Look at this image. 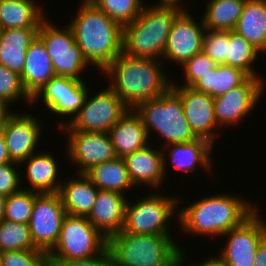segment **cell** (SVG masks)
I'll return each instance as SVG.
<instances>
[{
	"mask_svg": "<svg viewBox=\"0 0 266 266\" xmlns=\"http://www.w3.org/2000/svg\"><path fill=\"white\" fill-rule=\"evenodd\" d=\"M85 175L101 191L124 194L135 187L127 171L125 159L120 157L93 166Z\"/></svg>",
	"mask_w": 266,
	"mask_h": 266,
	"instance_id": "29",
	"label": "cell"
},
{
	"mask_svg": "<svg viewBox=\"0 0 266 266\" xmlns=\"http://www.w3.org/2000/svg\"><path fill=\"white\" fill-rule=\"evenodd\" d=\"M40 193L21 189L6 197L4 220L29 224L35 198Z\"/></svg>",
	"mask_w": 266,
	"mask_h": 266,
	"instance_id": "35",
	"label": "cell"
},
{
	"mask_svg": "<svg viewBox=\"0 0 266 266\" xmlns=\"http://www.w3.org/2000/svg\"><path fill=\"white\" fill-rule=\"evenodd\" d=\"M39 250L35 247L28 224L0 221V251Z\"/></svg>",
	"mask_w": 266,
	"mask_h": 266,
	"instance_id": "33",
	"label": "cell"
},
{
	"mask_svg": "<svg viewBox=\"0 0 266 266\" xmlns=\"http://www.w3.org/2000/svg\"><path fill=\"white\" fill-rule=\"evenodd\" d=\"M229 31L206 30L202 51L217 65H228Z\"/></svg>",
	"mask_w": 266,
	"mask_h": 266,
	"instance_id": "37",
	"label": "cell"
},
{
	"mask_svg": "<svg viewBox=\"0 0 266 266\" xmlns=\"http://www.w3.org/2000/svg\"><path fill=\"white\" fill-rule=\"evenodd\" d=\"M66 135L67 157L78 166V174L117 157L108 132L66 131Z\"/></svg>",
	"mask_w": 266,
	"mask_h": 266,
	"instance_id": "15",
	"label": "cell"
},
{
	"mask_svg": "<svg viewBox=\"0 0 266 266\" xmlns=\"http://www.w3.org/2000/svg\"><path fill=\"white\" fill-rule=\"evenodd\" d=\"M205 32L202 18L197 23L188 10L181 11L172 23L161 63L167 60L182 66L202 51Z\"/></svg>",
	"mask_w": 266,
	"mask_h": 266,
	"instance_id": "16",
	"label": "cell"
},
{
	"mask_svg": "<svg viewBox=\"0 0 266 266\" xmlns=\"http://www.w3.org/2000/svg\"><path fill=\"white\" fill-rule=\"evenodd\" d=\"M82 2L68 25L85 60L103 71L122 53L123 27L89 0Z\"/></svg>",
	"mask_w": 266,
	"mask_h": 266,
	"instance_id": "3",
	"label": "cell"
},
{
	"mask_svg": "<svg viewBox=\"0 0 266 266\" xmlns=\"http://www.w3.org/2000/svg\"><path fill=\"white\" fill-rule=\"evenodd\" d=\"M11 112L10 108L0 101V128H2L5 117Z\"/></svg>",
	"mask_w": 266,
	"mask_h": 266,
	"instance_id": "46",
	"label": "cell"
},
{
	"mask_svg": "<svg viewBox=\"0 0 266 266\" xmlns=\"http://www.w3.org/2000/svg\"><path fill=\"white\" fill-rule=\"evenodd\" d=\"M39 28L6 29L0 35V64L21 75L26 51L37 38Z\"/></svg>",
	"mask_w": 266,
	"mask_h": 266,
	"instance_id": "26",
	"label": "cell"
},
{
	"mask_svg": "<svg viewBox=\"0 0 266 266\" xmlns=\"http://www.w3.org/2000/svg\"><path fill=\"white\" fill-rule=\"evenodd\" d=\"M171 88L180 96L185 117L194 134L215 145L214 142L217 136L219 137V131H215V128L219 126L215 119L214 98L207 93L174 82Z\"/></svg>",
	"mask_w": 266,
	"mask_h": 266,
	"instance_id": "18",
	"label": "cell"
},
{
	"mask_svg": "<svg viewBox=\"0 0 266 266\" xmlns=\"http://www.w3.org/2000/svg\"><path fill=\"white\" fill-rule=\"evenodd\" d=\"M250 76L243 70L230 65H217L203 75L191 87L215 98L243 84Z\"/></svg>",
	"mask_w": 266,
	"mask_h": 266,
	"instance_id": "30",
	"label": "cell"
},
{
	"mask_svg": "<svg viewBox=\"0 0 266 266\" xmlns=\"http://www.w3.org/2000/svg\"><path fill=\"white\" fill-rule=\"evenodd\" d=\"M115 266H173L181 247L173 237L120 231L107 239Z\"/></svg>",
	"mask_w": 266,
	"mask_h": 266,
	"instance_id": "5",
	"label": "cell"
},
{
	"mask_svg": "<svg viewBox=\"0 0 266 266\" xmlns=\"http://www.w3.org/2000/svg\"><path fill=\"white\" fill-rule=\"evenodd\" d=\"M5 201H6V197L3 195H0V221L3 220V217H4Z\"/></svg>",
	"mask_w": 266,
	"mask_h": 266,
	"instance_id": "47",
	"label": "cell"
},
{
	"mask_svg": "<svg viewBox=\"0 0 266 266\" xmlns=\"http://www.w3.org/2000/svg\"><path fill=\"white\" fill-rule=\"evenodd\" d=\"M18 99L25 100L29 106L32 104V97L23 87L21 76L0 64V101L8 107L11 103L19 101Z\"/></svg>",
	"mask_w": 266,
	"mask_h": 266,
	"instance_id": "36",
	"label": "cell"
},
{
	"mask_svg": "<svg viewBox=\"0 0 266 266\" xmlns=\"http://www.w3.org/2000/svg\"><path fill=\"white\" fill-rule=\"evenodd\" d=\"M134 111L141 117L149 137L152 130L162 136L164 147L198 138L185 117L180 96L172 88L159 98L139 103Z\"/></svg>",
	"mask_w": 266,
	"mask_h": 266,
	"instance_id": "6",
	"label": "cell"
},
{
	"mask_svg": "<svg viewBox=\"0 0 266 266\" xmlns=\"http://www.w3.org/2000/svg\"><path fill=\"white\" fill-rule=\"evenodd\" d=\"M126 202L125 194L99 190L87 219L108 239L122 231Z\"/></svg>",
	"mask_w": 266,
	"mask_h": 266,
	"instance_id": "20",
	"label": "cell"
},
{
	"mask_svg": "<svg viewBox=\"0 0 266 266\" xmlns=\"http://www.w3.org/2000/svg\"><path fill=\"white\" fill-rule=\"evenodd\" d=\"M20 76L23 87L31 97L56 76L52 59L38 37L26 51L25 64Z\"/></svg>",
	"mask_w": 266,
	"mask_h": 266,
	"instance_id": "23",
	"label": "cell"
},
{
	"mask_svg": "<svg viewBox=\"0 0 266 266\" xmlns=\"http://www.w3.org/2000/svg\"><path fill=\"white\" fill-rule=\"evenodd\" d=\"M117 157L125 158L127 155L141 150L149 145V136L141 117L129 109L108 131Z\"/></svg>",
	"mask_w": 266,
	"mask_h": 266,
	"instance_id": "21",
	"label": "cell"
},
{
	"mask_svg": "<svg viewBox=\"0 0 266 266\" xmlns=\"http://www.w3.org/2000/svg\"><path fill=\"white\" fill-rule=\"evenodd\" d=\"M107 247V239L84 216L66 214L59 239L47 254L48 261L85 259L100 254Z\"/></svg>",
	"mask_w": 266,
	"mask_h": 266,
	"instance_id": "8",
	"label": "cell"
},
{
	"mask_svg": "<svg viewBox=\"0 0 266 266\" xmlns=\"http://www.w3.org/2000/svg\"><path fill=\"white\" fill-rule=\"evenodd\" d=\"M150 147V144L145 148L135 151L127 155L124 159L127 166L130 179L134 186L140 187L142 184L159 188L165 178L163 171V151Z\"/></svg>",
	"mask_w": 266,
	"mask_h": 266,
	"instance_id": "22",
	"label": "cell"
},
{
	"mask_svg": "<svg viewBox=\"0 0 266 266\" xmlns=\"http://www.w3.org/2000/svg\"><path fill=\"white\" fill-rule=\"evenodd\" d=\"M185 251H181V255L180 258L173 264V266H183L184 262H185V256L186 255L184 253Z\"/></svg>",
	"mask_w": 266,
	"mask_h": 266,
	"instance_id": "48",
	"label": "cell"
},
{
	"mask_svg": "<svg viewBox=\"0 0 266 266\" xmlns=\"http://www.w3.org/2000/svg\"><path fill=\"white\" fill-rule=\"evenodd\" d=\"M43 10L34 0H0L1 29L39 28Z\"/></svg>",
	"mask_w": 266,
	"mask_h": 266,
	"instance_id": "28",
	"label": "cell"
},
{
	"mask_svg": "<svg viewBox=\"0 0 266 266\" xmlns=\"http://www.w3.org/2000/svg\"><path fill=\"white\" fill-rule=\"evenodd\" d=\"M217 64L207 56L203 51L197 53L183 65L184 72V85L186 87H191L196 81H198L203 75L214 69Z\"/></svg>",
	"mask_w": 266,
	"mask_h": 266,
	"instance_id": "38",
	"label": "cell"
},
{
	"mask_svg": "<svg viewBox=\"0 0 266 266\" xmlns=\"http://www.w3.org/2000/svg\"><path fill=\"white\" fill-rule=\"evenodd\" d=\"M180 12L173 7L146 4L139 16L123 27L122 52L162 61L172 23Z\"/></svg>",
	"mask_w": 266,
	"mask_h": 266,
	"instance_id": "4",
	"label": "cell"
},
{
	"mask_svg": "<svg viewBox=\"0 0 266 266\" xmlns=\"http://www.w3.org/2000/svg\"><path fill=\"white\" fill-rule=\"evenodd\" d=\"M26 165V176L30 187L22 188L37 193H57L59 191L60 182L58 178V164L53 154L43 151L31 155L19 165ZM58 178V179H57Z\"/></svg>",
	"mask_w": 266,
	"mask_h": 266,
	"instance_id": "24",
	"label": "cell"
},
{
	"mask_svg": "<svg viewBox=\"0 0 266 266\" xmlns=\"http://www.w3.org/2000/svg\"><path fill=\"white\" fill-rule=\"evenodd\" d=\"M162 66L159 60L132 57L122 52L102 72L111 79L108 87L129 109H134L143 101L159 98L171 88L173 80H169Z\"/></svg>",
	"mask_w": 266,
	"mask_h": 266,
	"instance_id": "1",
	"label": "cell"
},
{
	"mask_svg": "<svg viewBox=\"0 0 266 266\" xmlns=\"http://www.w3.org/2000/svg\"><path fill=\"white\" fill-rule=\"evenodd\" d=\"M37 119L31 113L20 114L13 110L5 117L1 129L12 162L20 164L39 152L36 146L43 127Z\"/></svg>",
	"mask_w": 266,
	"mask_h": 266,
	"instance_id": "17",
	"label": "cell"
},
{
	"mask_svg": "<svg viewBox=\"0 0 266 266\" xmlns=\"http://www.w3.org/2000/svg\"><path fill=\"white\" fill-rule=\"evenodd\" d=\"M88 90L83 80L56 75L32 97V103L35 104L41 97L45 107L53 114L71 116L68 121L58 123L59 128H62L78 114Z\"/></svg>",
	"mask_w": 266,
	"mask_h": 266,
	"instance_id": "12",
	"label": "cell"
},
{
	"mask_svg": "<svg viewBox=\"0 0 266 266\" xmlns=\"http://www.w3.org/2000/svg\"><path fill=\"white\" fill-rule=\"evenodd\" d=\"M65 179L57 192L66 214L87 217L97 198L99 189L85 174ZM65 183V184H64Z\"/></svg>",
	"mask_w": 266,
	"mask_h": 266,
	"instance_id": "25",
	"label": "cell"
},
{
	"mask_svg": "<svg viewBox=\"0 0 266 266\" xmlns=\"http://www.w3.org/2000/svg\"><path fill=\"white\" fill-rule=\"evenodd\" d=\"M261 53H266V0H246L233 29Z\"/></svg>",
	"mask_w": 266,
	"mask_h": 266,
	"instance_id": "27",
	"label": "cell"
},
{
	"mask_svg": "<svg viewBox=\"0 0 266 266\" xmlns=\"http://www.w3.org/2000/svg\"><path fill=\"white\" fill-rule=\"evenodd\" d=\"M100 91L93 97L87 93L78 114L61 131L108 132L115 126L129 108L109 87Z\"/></svg>",
	"mask_w": 266,
	"mask_h": 266,
	"instance_id": "10",
	"label": "cell"
},
{
	"mask_svg": "<svg viewBox=\"0 0 266 266\" xmlns=\"http://www.w3.org/2000/svg\"><path fill=\"white\" fill-rule=\"evenodd\" d=\"M18 166L15 162L0 164V195L7 197L22 189L20 178L23 172H19Z\"/></svg>",
	"mask_w": 266,
	"mask_h": 266,
	"instance_id": "40",
	"label": "cell"
},
{
	"mask_svg": "<svg viewBox=\"0 0 266 266\" xmlns=\"http://www.w3.org/2000/svg\"><path fill=\"white\" fill-rule=\"evenodd\" d=\"M157 194L146 195L135 203L127 200L122 231L141 235L171 236L169 220L178 215V197ZM141 199V200H140ZM179 202V203H178ZM177 211V212H176Z\"/></svg>",
	"mask_w": 266,
	"mask_h": 266,
	"instance_id": "7",
	"label": "cell"
},
{
	"mask_svg": "<svg viewBox=\"0 0 266 266\" xmlns=\"http://www.w3.org/2000/svg\"><path fill=\"white\" fill-rule=\"evenodd\" d=\"M1 266H49L47 254L42 250L5 251Z\"/></svg>",
	"mask_w": 266,
	"mask_h": 266,
	"instance_id": "39",
	"label": "cell"
},
{
	"mask_svg": "<svg viewBox=\"0 0 266 266\" xmlns=\"http://www.w3.org/2000/svg\"><path fill=\"white\" fill-rule=\"evenodd\" d=\"M66 215L58 193H41L35 198L29 229L35 247L48 254L56 245Z\"/></svg>",
	"mask_w": 266,
	"mask_h": 266,
	"instance_id": "13",
	"label": "cell"
},
{
	"mask_svg": "<svg viewBox=\"0 0 266 266\" xmlns=\"http://www.w3.org/2000/svg\"><path fill=\"white\" fill-rule=\"evenodd\" d=\"M191 266H227V265L218 256H215L214 258L210 257L204 262H201L199 264L194 263Z\"/></svg>",
	"mask_w": 266,
	"mask_h": 266,
	"instance_id": "45",
	"label": "cell"
},
{
	"mask_svg": "<svg viewBox=\"0 0 266 266\" xmlns=\"http://www.w3.org/2000/svg\"><path fill=\"white\" fill-rule=\"evenodd\" d=\"M258 209L240 226L226 232L224 248L217 255L227 266H253L256 250L266 237V221ZM260 214V215H258Z\"/></svg>",
	"mask_w": 266,
	"mask_h": 266,
	"instance_id": "11",
	"label": "cell"
},
{
	"mask_svg": "<svg viewBox=\"0 0 266 266\" xmlns=\"http://www.w3.org/2000/svg\"><path fill=\"white\" fill-rule=\"evenodd\" d=\"M49 266H115L114 260L106 247L100 254L85 259L68 261H48Z\"/></svg>",
	"mask_w": 266,
	"mask_h": 266,
	"instance_id": "41",
	"label": "cell"
},
{
	"mask_svg": "<svg viewBox=\"0 0 266 266\" xmlns=\"http://www.w3.org/2000/svg\"><path fill=\"white\" fill-rule=\"evenodd\" d=\"M265 84L263 77H249L240 86L215 97L214 112L219 128L239 125L260 101Z\"/></svg>",
	"mask_w": 266,
	"mask_h": 266,
	"instance_id": "14",
	"label": "cell"
},
{
	"mask_svg": "<svg viewBox=\"0 0 266 266\" xmlns=\"http://www.w3.org/2000/svg\"><path fill=\"white\" fill-rule=\"evenodd\" d=\"M12 162L7 151L3 131L0 128V164Z\"/></svg>",
	"mask_w": 266,
	"mask_h": 266,
	"instance_id": "43",
	"label": "cell"
},
{
	"mask_svg": "<svg viewBox=\"0 0 266 266\" xmlns=\"http://www.w3.org/2000/svg\"><path fill=\"white\" fill-rule=\"evenodd\" d=\"M122 27L133 22L141 13L142 0H89Z\"/></svg>",
	"mask_w": 266,
	"mask_h": 266,
	"instance_id": "34",
	"label": "cell"
},
{
	"mask_svg": "<svg viewBox=\"0 0 266 266\" xmlns=\"http://www.w3.org/2000/svg\"><path fill=\"white\" fill-rule=\"evenodd\" d=\"M50 22L47 18L41 22L37 37L45 45L56 75L83 80L79 75L89 67V63L76 44L72 28L66 25L62 30Z\"/></svg>",
	"mask_w": 266,
	"mask_h": 266,
	"instance_id": "9",
	"label": "cell"
},
{
	"mask_svg": "<svg viewBox=\"0 0 266 266\" xmlns=\"http://www.w3.org/2000/svg\"><path fill=\"white\" fill-rule=\"evenodd\" d=\"M246 0H208L203 13L206 30L231 31L242 15Z\"/></svg>",
	"mask_w": 266,
	"mask_h": 266,
	"instance_id": "31",
	"label": "cell"
},
{
	"mask_svg": "<svg viewBox=\"0 0 266 266\" xmlns=\"http://www.w3.org/2000/svg\"><path fill=\"white\" fill-rule=\"evenodd\" d=\"M180 2H182V0H160L159 2H156L157 4L154 3L152 5L161 7H173L181 11H187L188 8H185V6L181 5L182 3Z\"/></svg>",
	"mask_w": 266,
	"mask_h": 266,
	"instance_id": "44",
	"label": "cell"
},
{
	"mask_svg": "<svg viewBox=\"0 0 266 266\" xmlns=\"http://www.w3.org/2000/svg\"><path fill=\"white\" fill-rule=\"evenodd\" d=\"M256 210V206L242 199V196L219 193L202 197L178 210L176 219L180 230L186 234L221 238L226 232L240 226Z\"/></svg>",
	"mask_w": 266,
	"mask_h": 266,
	"instance_id": "2",
	"label": "cell"
},
{
	"mask_svg": "<svg viewBox=\"0 0 266 266\" xmlns=\"http://www.w3.org/2000/svg\"><path fill=\"white\" fill-rule=\"evenodd\" d=\"M260 53L241 35L233 30L229 31L228 65L243 70L250 77H261L253 65Z\"/></svg>",
	"mask_w": 266,
	"mask_h": 266,
	"instance_id": "32",
	"label": "cell"
},
{
	"mask_svg": "<svg viewBox=\"0 0 266 266\" xmlns=\"http://www.w3.org/2000/svg\"><path fill=\"white\" fill-rule=\"evenodd\" d=\"M253 266H266V237L260 242Z\"/></svg>",
	"mask_w": 266,
	"mask_h": 266,
	"instance_id": "42",
	"label": "cell"
},
{
	"mask_svg": "<svg viewBox=\"0 0 266 266\" xmlns=\"http://www.w3.org/2000/svg\"><path fill=\"white\" fill-rule=\"evenodd\" d=\"M2 254H3V252L0 251V266H1V262H2Z\"/></svg>",
	"mask_w": 266,
	"mask_h": 266,
	"instance_id": "49",
	"label": "cell"
},
{
	"mask_svg": "<svg viewBox=\"0 0 266 266\" xmlns=\"http://www.w3.org/2000/svg\"><path fill=\"white\" fill-rule=\"evenodd\" d=\"M212 147L215 146L207 139L203 138H197L194 141L187 143L171 144L163 147L164 151L165 149L168 150L166 154L163 151V171L165 176L167 170L166 167L168 166L166 161L169 158L172 163L171 165H174L175 169L181 170L182 172L193 174L194 171L199 168L198 165H200V168L203 167L205 171L210 173V167L213 166V160L211 158L213 151ZM167 155L169 156L168 159H166Z\"/></svg>",
	"mask_w": 266,
	"mask_h": 266,
	"instance_id": "19",
	"label": "cell"
}]
</instances>
